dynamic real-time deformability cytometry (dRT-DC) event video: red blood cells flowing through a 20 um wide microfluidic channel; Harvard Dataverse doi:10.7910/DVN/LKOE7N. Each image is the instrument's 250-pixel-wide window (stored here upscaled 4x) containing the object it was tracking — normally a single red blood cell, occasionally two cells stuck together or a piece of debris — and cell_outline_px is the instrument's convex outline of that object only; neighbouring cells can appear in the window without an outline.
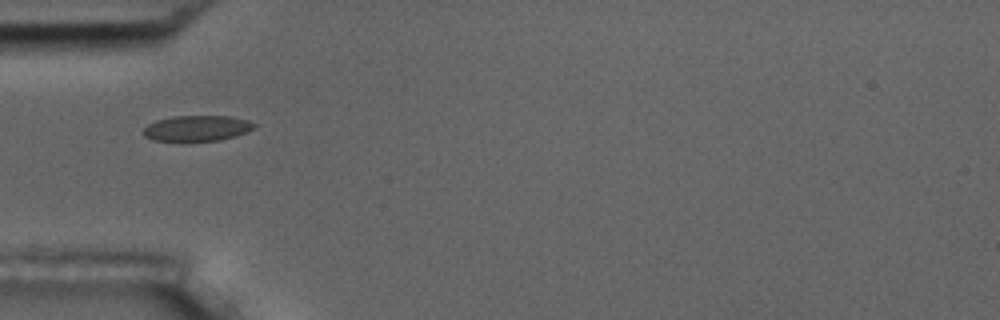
{"species": "common noctule bat (a hibernating species)", "species_latin": "Nyctalus noctula", "temperature_condition": "room temperature", "stored_images_in_passage": 39, "camera_frame_rate_fps": 3000, "um_per_image_px": 0.085, "animal": {"sex": "male", "body_mass_g": 17.5, "forearm_length_mm": 52.3}, "frame": {"image": 1, "passage_image": 1, "time_ms": 0.0, "image_size_px": [1000, 320], "cell_outline_px": [[256, 128], [248, 132], [236, 136], [220, 140], [152, 140], [144, 136], [144, 128], [148, 124], [156, 120], [172, 116], [228, 116], [248, 120], [256, 124]], "centroid_in_image_um": [16.78, 10.89], "position_along_channel_um": 68.2, "area_um2": 16.47}}
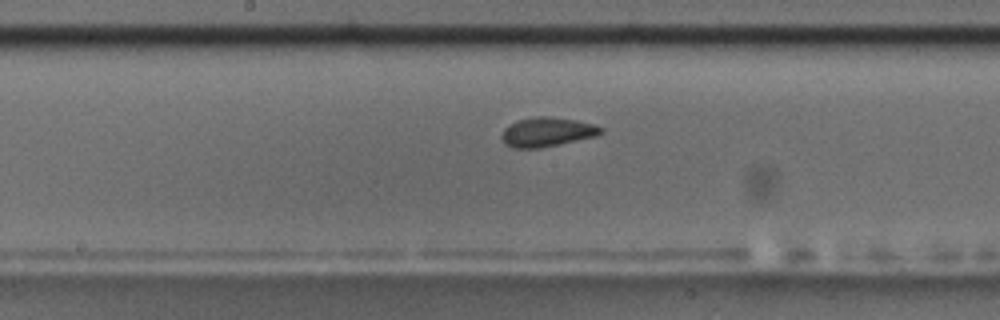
{"frame": {"image": 2, "passage_image": 12, "time_ms": 3.667, "image_size_px": [1000, 320], "cell_outline_px": [[604, 132], [596, 136], [540, 148], [512, 148], [504, 144], [500, 136], [504, 128], [508, 124], [516, 120], [536, 116], [548, 116], [576, 120], [592, 124], [604, 128]], "centroid_in_image_um": [46.46, 11.22], "position_along_channel_um": 201.7, "area_um2": 17.11}}
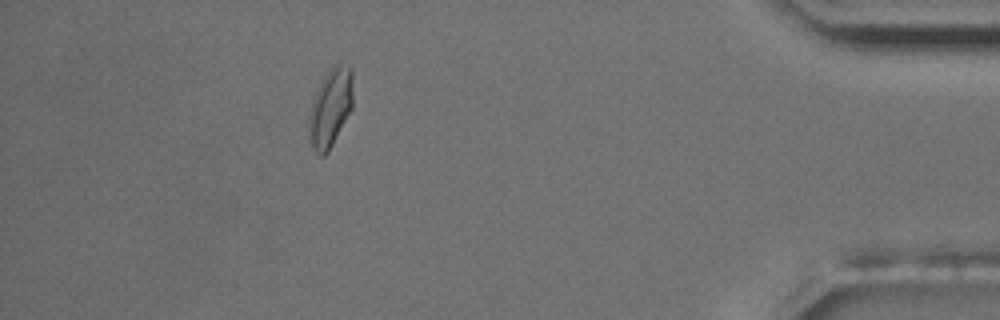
{"frame": {"image": 3, "passage_image": 33, "time_ms": 10.667, "image_size_px": [1000, 320], "cell_outline_px": [[352, 108], [328, 152], [324, 156], [320, 156], [312, 148], [308, 132], [308, 116], [316, 92], [324, 76], [336, 64], [352, 68]], "centroid_in_image_um": [28.07, 9.21], "position_along_channel_um": 407.1, "area_um2": 19.77}, "authors_computed_cell_mechanics": {"area_um2": 16.6464, "velocity_mm_per_s": 3.6507, "shape_relaxation_time_tau1_ms": 3.7551, "shape_relaxation_time_tau2_ms": 1.3242, "deformation_change_tau1": 0.1106, "deformation_change_tau2": 0.0423}}